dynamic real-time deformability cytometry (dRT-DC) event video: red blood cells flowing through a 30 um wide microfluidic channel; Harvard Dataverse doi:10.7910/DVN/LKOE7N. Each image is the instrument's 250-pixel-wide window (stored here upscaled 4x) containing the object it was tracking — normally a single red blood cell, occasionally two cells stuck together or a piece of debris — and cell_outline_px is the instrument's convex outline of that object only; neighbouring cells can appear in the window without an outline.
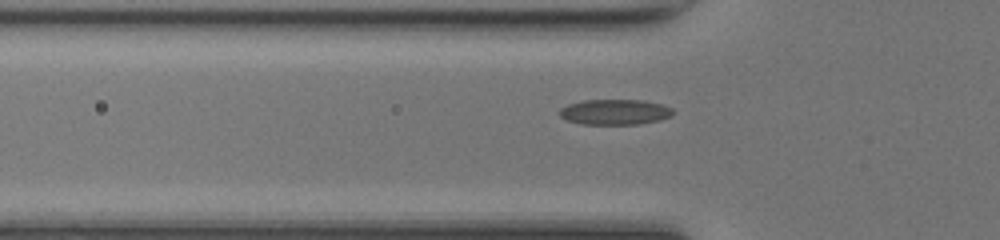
{"species": "common noctule bat (a hibernating species)", "species_latin": "Nyctalus noctula", "temperature_condition": "room temperature", "stored_images_in_passage": 36, "camera_frame_rate_fps": 3000, "um_per_image_px": 0.085, "animal": {"sex": "female", "body_mass_g": 17.0, "forearm_length_mm": 48.0}, "frame": {"image": 1, "passage_image": 5, "time_ms": 1.333, "image_size_px": [1000, 240], "cell_outline_px": [[676, 112], [672, 116], [660, 120], [640, 124], [580, 124], [568, 120], [560, 116], [560, 108], [568, 104], [584, 100], [644, 100], [664, 104], [672, 108]], "centroid_in_image_um": [52.33, 9.52], "position_along_channel_um": 73.5, "area_um2": 16.99}}
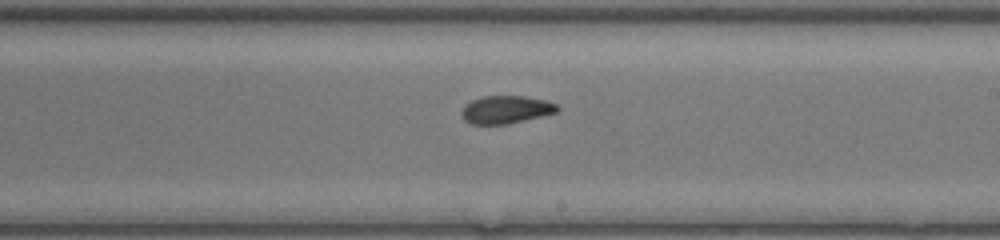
{"frame": {"image": 2, "passage_image": 17, "time_ms": 5.333, "image_size_px": [1000, 240], "cell_outline_px": [[560, 108], [556, 112], [508, 124], [472, 124], [464, 120], [460, 112], [464, 104], [472, 100], [484, 96], [524, 96], [544, 100], [556, 104]], "centroid_in_image_um": [42.96, 9.31], "position_along_channel_um": 246.0, "area_um2": 15.43}}
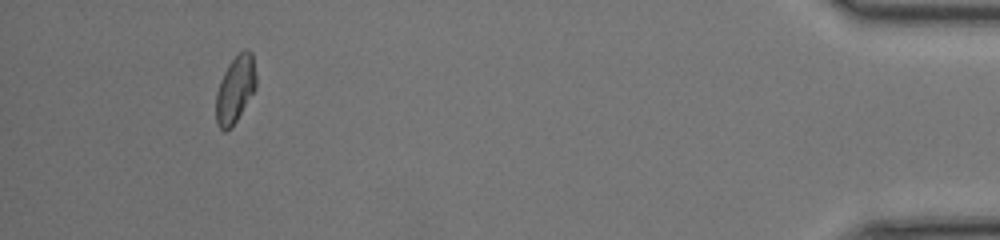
{"frame": {"image": 3, "passage_image": 34, "time_ms": 11.0, "image_size_px": [1000, 240], "cell_outline_px": [[256, 88], [232, 128], [224, 132], [216, 124], [216, 92], [220, 80], [228, 64], [244, 48], [248, 48], [252, 52], [256, 76]], "centroid_in_image_um": [19.99, 7.6], "position_along_channel_um": 415.2, "area_um2": 15.84}, "authors_computed_cell_mechanics": {"area_um2": 16.0106, "velocity_mm_per_s": 4.2944, "shape_relaxation_time_tau1_ms": null, "shape_relaxation_time_tau2_ms": 2.2182, "deformation_change_tau1": null, "deformation_change_tau2": 0.069}}